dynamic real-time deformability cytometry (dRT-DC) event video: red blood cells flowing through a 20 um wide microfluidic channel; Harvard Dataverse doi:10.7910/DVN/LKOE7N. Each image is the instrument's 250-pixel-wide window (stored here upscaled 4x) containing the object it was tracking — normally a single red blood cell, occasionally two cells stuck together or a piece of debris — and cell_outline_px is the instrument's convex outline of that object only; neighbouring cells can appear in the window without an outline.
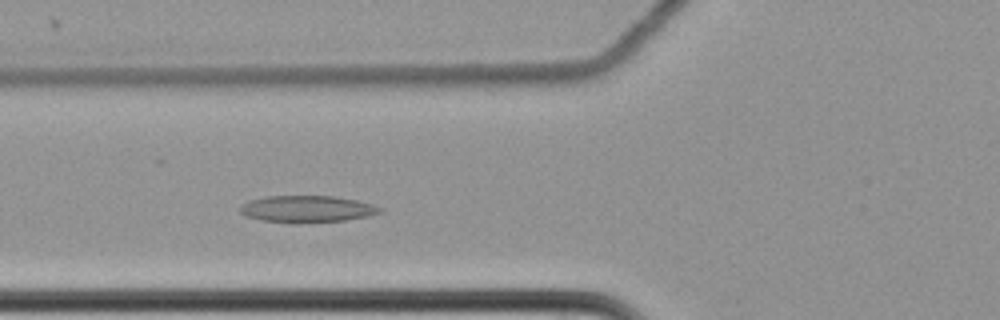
{"species": "common noctule bat (a hibernating species)", "species_latin": "Nyctalus noctula", "temperature_condition": "cold", "stored_images_in_passage": 54, "camera_frame_rate_fps": 3000, "um_per_image_px": 0.085, "animal": {"sex": "female", "body_mass_g": 22.7, "forearm_length_mm": 54.2}, "frame": {"image": 1, "passage_image": 17, "time_ms": 5.333, "image_size_px": [1000, 320], "cell_outline_px": [[384, 208], [380, 212], [368, 216], [344, 220], [264, 220], [244, 216], [240, 212], [240, 204], [248, 200], [264, 196], [332, 196], [356, 200], [372, 204]], "centroid_in_image_um": [26.08, 17.71], "position_along_channel_um": 99.7, "area_um2": 20.87}}
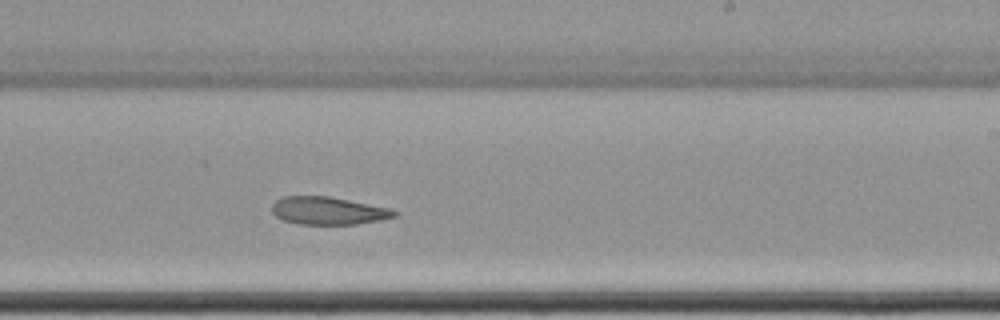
{"frame": {"image": 2, "passage_image": 31, "time_ms": 10.0, "image_size_px": [1000, 320], "cell_outline_px": [[400, 212], [396, 216], [380, 220], [356, 224], [300, 224], [284, 220], [276, 216], [272, 212], [272, 204], [276, 200], [284, 196], [328, 196], [392, 208]], "centroid_in_image_um": [27.93, 17.91], "position_along_channel_um": 261.1, "area_um2": 19.83}}
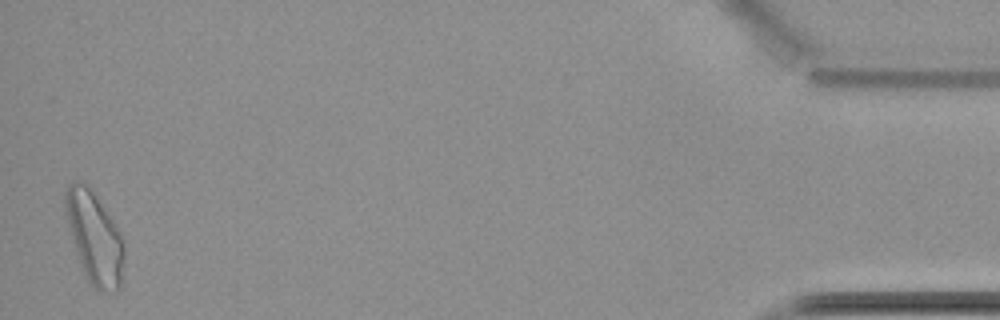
{"frame": {"image": 3, "passage_image": 53, "time_ms": 17.333, "image_size_px": [1000, 320], "cell_outline_px": [[124, 264], [120, 288], [100, 292], [84, 276], [72, 240], [64, 208], [64, 192], [68, 184], [72, 180], [76, 180], [88, 184], [112, 220], [124, 244]], "centroid_in_image_um": [8.0, 20.17], "position_along_channel_um": 427.2, "area_um2": 31.21}, "authors_computed_cell_mechanics": {"area_um2": 22.3397, "velocity_mm_per_s": 3.4586, "shape_relaxation_time_tau1_ms": 9.419, "shape_relaxation_time_tau2_ms": null, "deformation_change_tau1": 0.1525, "deformation_change_tau2": null}}